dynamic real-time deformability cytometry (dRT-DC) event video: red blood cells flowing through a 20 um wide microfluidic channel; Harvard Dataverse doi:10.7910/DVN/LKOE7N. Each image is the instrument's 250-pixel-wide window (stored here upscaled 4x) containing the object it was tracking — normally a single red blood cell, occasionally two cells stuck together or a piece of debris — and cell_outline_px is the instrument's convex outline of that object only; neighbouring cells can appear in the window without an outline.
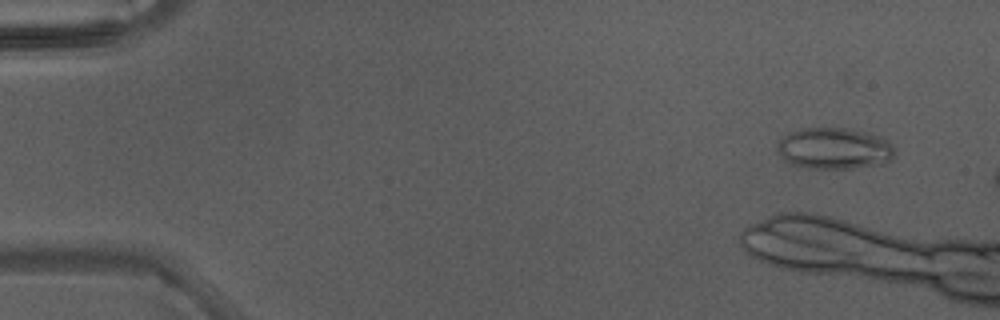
{"species": "Egyptian fruit bat (a non-hibernating species)", "species_latin": "Rousettus aegyptiacus", "temperature_condition": "warm", "stored_images_in_passage": 9, "camera_frame_rate_fps": 3000, "um_per_image_px": 0.085, "animal": {"sex": "male"}, "frame": {"image": 1, "passage_image": 4, "time_ms": 1.0, "image_size_px": [1000, 320], "cell_outline_px": [[896, 152], [888, 160], [880, 164], [852, 168], [808, 168], [788, 164], [784, 160], [776, 148], [780, 140], [784, 136], [792, 132], [804, 128], [848, 128], [868, 132], [880, 136], [888, 140], [896, 148]], "centroid_in_image_um": [70.93, 12.61], "position_along_channel_um": 14.1, "area_um2": 28.38}}